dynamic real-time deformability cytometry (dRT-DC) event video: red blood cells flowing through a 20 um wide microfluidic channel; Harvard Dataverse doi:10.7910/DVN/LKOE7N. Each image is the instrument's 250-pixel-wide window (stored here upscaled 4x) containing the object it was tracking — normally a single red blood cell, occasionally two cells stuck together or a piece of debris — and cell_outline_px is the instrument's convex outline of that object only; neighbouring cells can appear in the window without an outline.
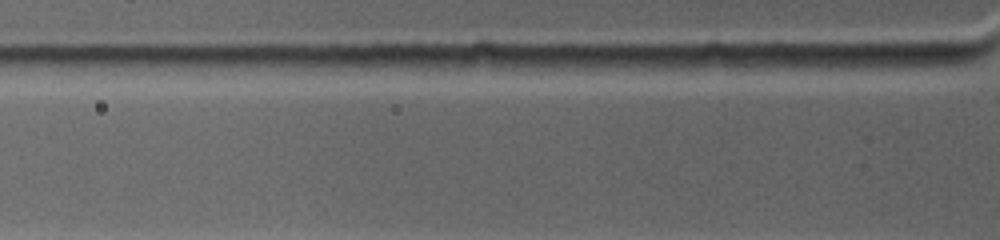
{"species": "common noctule bat (a hibernating species)", "species_latin": "Nyctalus noctula", "temperature_condition": "warm", "stored_images_in_passage": 2, "camera_frame_rate_fps": 4500, "um_per_image_px": 0.085, "animal": {"sex": "female", "body_mass_g": 19.0, "forearm_length_mm": 53.3}, "frame": {"image": 1, "passage_image": 2, "time_ms": 0.222, "image_size_px": [1000, 240], "cell_outline_px": [[964, 64], [872, 72], [828, 64], [832, 56], [896, 56], [960, 60]], "centroid_in_image_um": [75.56, 5.33], "position_along_channel_um": 50.2, "area_um2": 10.58}}